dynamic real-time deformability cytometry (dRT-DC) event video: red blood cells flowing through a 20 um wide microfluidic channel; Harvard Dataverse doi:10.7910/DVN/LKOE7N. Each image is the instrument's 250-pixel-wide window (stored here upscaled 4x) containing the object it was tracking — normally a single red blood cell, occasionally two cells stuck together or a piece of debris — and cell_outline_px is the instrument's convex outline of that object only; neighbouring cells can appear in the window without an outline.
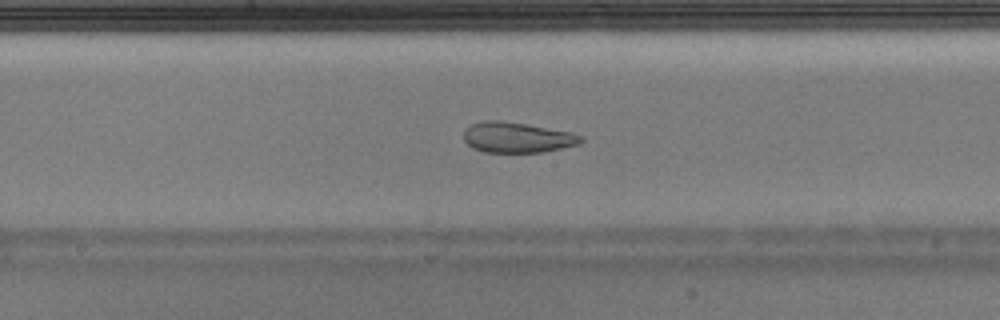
{"species": "Egyptian fruit bat (a non-hibernating species)", "species_latin": "Rousettus aegyptiacus", "temperature_condition": "warm", "stored_images_in_passage": 41, "camera_frame_rate_fps": 3000, "um_per_image_px": 0.085, "animal": {"sex": "male"}, "frame": {"image": 1, "passage_image": 21, "time_ms": 6.667, "image_size_px": [1000, 320], "cell_outline_px": [[584, 140], [580, 144], [544, 152], [484, 152], [472, 148], [464, 140], [464, 132], [472, 124], [484, 120], [496, 120], [524, 124], [572, 132], [584, 136]], "centroid_in_image_um": [43.99, 11.69], "position_along_channel_um": 204.2, "area_um2": 20.75}}
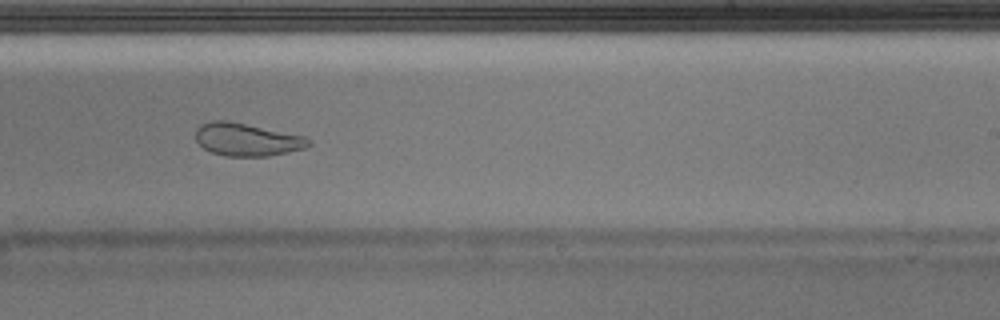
{"frame": {"image": 2, "passage_image": 25, "time_ms": 8.0, "image_size_px": [1000, 320], "cell_outline_px": [[312, 144], [304, 148], [268, 156], [224, 156], [212, 152], [204, 148], [196, 140], [196, 128], [200, 124], [212, 120], [224, 120], [304, 136], [312, 140]], "centroid_in_image_um": [20.97, 11.86], "position_along_channel_um": 268.0, "area_um2": 21.33}}
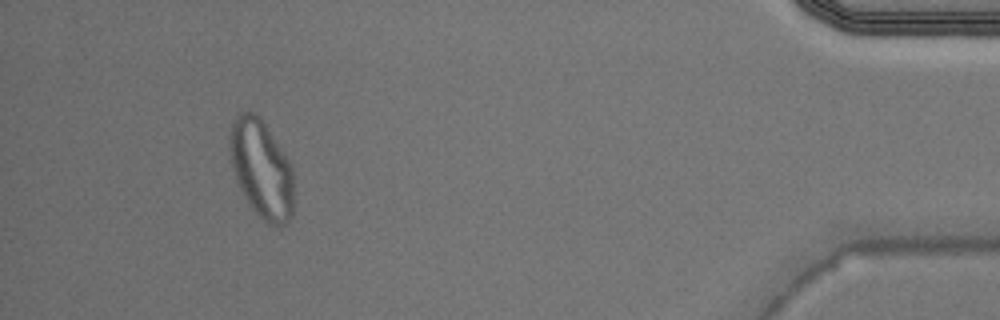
{"frame": {"image": 3, "passage_image": 38, "time_ms": 12.333, "image_size_px": [1000, 320], "cell_outline_px": [[292, 216], [284, 224], [276, 228], [268, 224], [248, 204], [236, 180], [228, 148], [228, 140], [232, 120], [240, 112], [252, 112], [264, 124], [288, 160], [292, 168]], "centroid_in_image_um": [22.18, 14.39], "position_along_channel_um": 413.0, "area_um2": 36.13}}